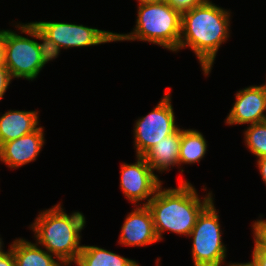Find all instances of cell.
I'll list each match as a JSON object with an SVG mask.
<instances>
[{
  "label": "cell",
  "instance_id": "6da1fadb",
  "mask_svg": "<svg viewBox=\"0 0 266 266\" xmlns=\"http://www.w3.org/2000/svg\"><path fill=\"white\" fill-rule=\"evenodd\" d=\"M230 12L211 1L181 14V35L178 51L190 47L205 75L211 72L216 53L229 37Z\"/></svg>",
  "mask_w": 266,
  "mask_h": 266
},
{
  "label": "cell",
  "instance_id": "7a4b0ae2",
  "mask_svg": "<svg viewBox=\"0 0 266 266\" xmlns=\"http://www.w3.org/2000/svg\"><path fill=\"white\" fill-rule=\"evenodd\" d=\"M211 193L201 199L187 180H180L178 188L163 189L160 186L147 207L153 217L154 229L159 240L163 231L189 237L202 210L212 201Z\"/></svg>",
  "mask_w": 266,
  "mask_h": 266
},
{
  "label": "cell",
  "instance_id": "3957f363",
  "mask_svg": "<svg viewBox=\"0 0 266 266\" xmlns=\"http://www.w3.org/2000/svg\"><path fill=\"white\" fill-rule=\"evenodd\" d=\"M85 217L80 212L68 215L60 204L44 210L38 215L31 229L37 244L43 245L47 252L59 259L65 266L78 258L82 247L80 232L85 226Z\"/></svg>",
  "mask_w": 266,
  "mask_h": 266
},
{
  "label": "cell",
  "instance_id": "277c9868",
  "mask_svg": "<svg viewBox=\"0 0 266 266\" xmlns=\"http://www.w3.org/2000/svg\"><path fill=\"white\" fill-rule=\"evenodd\" d=\"M136 28L130 34H117L116 41L140 40L177 51L181 35V14L165 0L140 3Z\"/></svg>",
  "mask_w": 266,
  "mask_h": 266
},
{
  "label": "cell",
  "instance_id": "5b68a950",
  "mask_svg": "<svg viewBox=\"0 0 266 266\" xmlns=\"http://www.w3.org/2000/svg\"><path fill=\"white\" fill-rule=\"evenodd\" d=\"M33 38L44 41L48 54L57 58L60 49L85 47L116 41V33L62 22H30L15 26Z\"/></svg>",
  "mask_w": 266,
  "mask_h": 266
},
{
  "label": "cell",
  "instance_id": "8992f818",
  "mask_svg": "<svg viewBox=\"0 0 266 266\" xmlns=\"http://www.w3.org/2000/svg\"><path fill=\"white\" fill-rule=\"evenodd\" d=\"M4 65L11 78L33 80L44 65L52 58L48 54L44 41L18 35L11 30H3Z\"/></svg>",
  "mask_w": 266,
  "mask_h": 266
},
{
  "label": "cell",
  "instance_id": "52a82bcc",
  "mask_svg": "<svg viewBox=\"0 0 266 266\" xmlns=\"http://www.w3.org/2000/svg\"><path fill=\"white\" fill-rule=\"evenodd\" d=\"M213 200L199 214L189 237L192 236L194 266H221L226 257L222 243L219 215Z\"/></svg>",
  "mask_w": 266,
  "mask_h": 266
},
{
  "label": "cell",
  "instance_id": "ba28073f",
  "mask_svg": "<svg viewBox=\"0 0 266 266\" xmlns=\"http://www.w3.org/2000/svg\"><path fill=\"white\" fill-rule=\"evenodd\" d=\"M135 124L136 156H143L156 143L173 134L178 127L175 125L170 91H167V94L148 115L138 119Z\"/></svg>",
  "mask_w": 266,
  "mask_h": 266
},
{
  "label": "cell",
  "instance_id": "9c48e42d",
  "mask_svg": "<svg viewBox=\"0 0 266 266\" xmlns=\"http://www.w3.org/2000/svg\"><path fill=\"white\" fill-rule=\"evenodd\" d=\"M120 177L123 194L135 204L147 199V202L143 203L147 205L162 185L143 156H137V162L134 164L121 165Z\"/></svg>",
  "mask_w": 266,
  "mask_h": 266
},
{
  "label": "cell",
  "instance_id": "30bf717a",
  "mask_svg": "<svg viewBox=\"0 0 266 266\" xmlns=\"http://www.w3.org/2000/svg\"><path fill=\"white\" fill-rule=\"evenodd\" d=\"M227 116L226 123L255 124L266 121V90L262 86H250L240 90Z\"/></svg>",
  "mask_w": 266,
  "mask_h": 266
},
{
  "label": "cell",
  "instance_id": "8fae6325",
  "mask_svg": "<svg viewBox=\"0 0 266 266\" xmlns=\"http://www.w3.org/2000/svg\"><path fill=\"white\" fill-rule=\"evenodd\" d=\"M43 128L0 145V161L10 168H18L36 160L44 145Z\"/></svg>",
  "mask_w": 266,
  "mask_h": 266
},
{
  "label": "cell",
  "instance_id": "7c38bea8",
  "mask_svg": "<svg viewBox=\"0 0 266 266\" xmlns=\"http://www.w3.org/2000/svg\"><path fill=\"white\" fill-rule=\"evenodd\" d=\"M129 213L121 228L119 243L127 246H146L158 242L153 217L147 205Z\"/></svg>",
  "mask_w": 266,
  "mask_h": 266
},
{
  "label": "cell",
  "instance_id": "4fadbf2b",
  "mask_svg": "<svg viewBox=\"0 0 266 266\" xmlns=\"http://www.w3.org/2000/svg\"><path fill=\"white\" fill-rule=\"evenodd\" d=\"M180 140L181 129L178 128L173 134L163 138L143 155L153 172L154 170L163 172L170 170V166L179 165Z\"/></svg>",
  "mask_w": 266,
  "mask_h": 266
},
{
  "label": "cell",
  "instance_id": "5bb4252c",
  "mask_svg": "<svg viewBox=\"0 0 266 266\" xmlns=\"http://www.w3.org/2000/svg\"><path fill=\"white\" fill-rule=\"evenodd\" d=\"M38 111L9 110L0 117V145L38 128Z\"/></svg>",
  "mask_w": 266,
  "mask_h": 266
},
{
  "label": "cell",
  "instance_id": "9a60e30c",
  "mask_svg": "<svg viewBox=\"0 0 266 266\" xmlns=\"http://www.w3.org/2000/svg\"><path fill=\"white\" fill-rule=\"evenodd\" d=\"M37 246V243L22 238L13 241L15 266H65L59 259L55 260V256Z\"/></svg>",
  "mask_w": 266,
  "mask_h": 266
},
{
  "label": "cell",
  "instance_id": "2e32d148",
  "mask_svg": "<svg viewBox=\"0 0 266 266\" xmlns=\"http://www.w3.org/2000/svg\"><path fill=\"white\" fill-rule=\"evenodd\" d=\"M77 266H140L136 261L97 246L83 245L77 260Z\"/></svg>",
  "mask_w": 266,
  "mask_h": 266
},
{
  "label": "cell",
  "instance_id": "e0dca14e",
  "mask_svg": "<svg viewBox=\"0 0 266 266\" xmlns=\"http://www.w3.org/2000/svg\"><path fill=\"white\" fill-rule=\"evenodd\" d=\"M206 150V140L199 131L193 129L181 130L179 165L200 162Z\"/></svg>",
  "mask_w": 266,
  "mask_h": 266
},
{
  "label": "cell",
  "instance_id": "ac0fdd59",
  "mask_svg": "<svg viewBox=\"0 0 266 266\" xmlns=\"http://www.w3.org/2000/svg\"><path fill=\"white\" fill-rule=\"evenodd\" d=\"M245 134V143L257 158L266 156V121L250 125Z\"/></svg>",
  "mask_w": 266,
  "mask_h": 266
},
{
  "label": "cell",
  "instance_id": "d6986e66",
  "mask_svg": "<svg viewBox=\"0 0 266 266\" xmlns=\"http://www.w3.org/2000/svg\"><path fill=\"white\" fill-rule=\"evenodd\" d=\"M252 226L255 243L253 252H266V220H257Z\"/></svg>",
  "mask_w": 266,
  "mask_h": 266
},
{
  "label": "cell",
  "instance_id": "ffe728a7",
  "mask_svg": "<svg viewBox=\"0 0 266 266\" xmlns=\"http://www.w3.org/2000/svg\"><path fill=\"white\" fill-rule=\"evenodd\" d=\"M173 9L180 14L190 11L194 7L206 2L207 0H165Z\"/></svg>",
  "mask_w": 266,
  "mask_h": 266
},
{
  "label": "cell",
  "instance_id": "44dd1931",
  "mask_svg": "<svg viewBox=\"0 0 266 266\" xmlns=\"http://www.w3.org/2000/svg\"><path fill=\"white\" fill-rule=\"evenodd\" d=\"M12 78L5 65H0V100L3 98Z\"/></svg>",
  "mask_w": 266,
  "mask_h": 266
},
{
  "label": "cell",
  "instance_id": "7402d4cb",
  "mask_svg": "<svg viewBox=\"0 0 266 266\" xmlns=\"http://www.w3.org/2000/svg\"><path fill=\"white\" fill-rule=\"evenodd\" d=\"M0 266H15V259L12 251L9 254L0 255Z\"/></svg>",
  "mask_w": 266,
  "mask_h": 266
},
{
  "label": "cell",
  "instance_id": "603a6c76",
  "mask_svg": "<svg viewBox=\"0 0 266 266\" xmlns=\"http://www.w3.org/2000/svg\"><path fill=\"white\" fill-rule=\"evenodd\" d=\"M252 258L258 266H266V252H252Z\"/></svg>",
  "mask_w": 266,
  "mask_h": 266
},
{
  "label": "cell",
  "instance_id": "cb8c5ba5",
  "mask_svg": "<svg viewBox=\"0 0 266 266\" xmlns=\"http://www.w3.org/2000/svg\"><path fill=\"white\" fill-rule=\"evenodd\" d=\"M257 165L259 167L260 174L262 175V179L266 184V156L258 158Z\"/></svg>",
  "mask_w": 266,
  "mask_h": 266
},
{
  "label": "cell",
  "instance_id": "d4e9b609",
  "mask_svg": "<svg viewBox=\"0 0 266 266\" xmlns=\"http://www.w3.org/2000/svg\"><path fill=\"white\" fill-rule=\"evenodd\" d=\"M4 64L3 30H0V65Z\"/></svg>",
  "mask_w": 266,
  "mask_h": 266
},
{
  "label": "cell",
  "instance_id": "484cf974",
  "mask_svg": "<svg viewBox=\"0 0 266 266\" xmlns=\"http://www.w3.org/2000/svg\"><path fill=\"white\" fill-rule=\"evenodd\" d=\"M228 266H258L257 263L255 262V260L252 258V260L248 263H233L230 264Z\"/></svg>",
  "mask_w": 266,
  "mask_h": 266
},
{
  "label": "cell",
  "instance_id": "4316f807",
  "mask_svg": "<svg viewBox=\"0 0 266 266\" xmlns=\"http://www.w3.org/2000/svg\"><path fill=\"white\" fill-rule=\"evenodd\" d=\"M2 239L0 238V255H4V254H9L11 253L12 251V248H13V243L10 245V250L8 252H4L3 249H2Z\"/></svg>",
  "mask_w": 266,
  "mask_h": 266
},
{
  "label": "cell",
  "instance_id": "83f0119b",
  "mask_svg": "<svg viewBox=\"0 0 266 266\" xmlns=\"http://www.w3.org/2000/svg\"><path fill=\"white\" fill-rule=\"evenodd\" d=\"M140 3H153V2H161L163 0H138Z\"/></svg>",
  "mask_w": 266,
  "mask_h": 266
},
{
  "label": "cell",
  "instance_id": "f1b7e54d",
  "mask_svg": "<svg viewBox=\"0 0 266 266\" xmlns=\"http://www.w3.org/2000/svg\"><path fill=\"white\" fill-rule=\"evenodd\" d=\"M266 90V83L264 85H261Z\"/></svg>",
  "mask_w": 266,
  "mask_h": 266
},
{
  "label": "cell",
  "instance_id": "f546056e",
  "mask_svg": "<svg viewBox=\"0 0 266 266\" xmlns=\"http://www.w3.org/2000/svg\"><path fill=\"white\" fill-rule=\"evenodd\" d=\"M159 261H160V259H157V261H156V262H157V266H159V265H160V264H158V263H159Z\"/></svg>",
  "mask_w": 266,
  "mask_h": 266
}]
</instances>
